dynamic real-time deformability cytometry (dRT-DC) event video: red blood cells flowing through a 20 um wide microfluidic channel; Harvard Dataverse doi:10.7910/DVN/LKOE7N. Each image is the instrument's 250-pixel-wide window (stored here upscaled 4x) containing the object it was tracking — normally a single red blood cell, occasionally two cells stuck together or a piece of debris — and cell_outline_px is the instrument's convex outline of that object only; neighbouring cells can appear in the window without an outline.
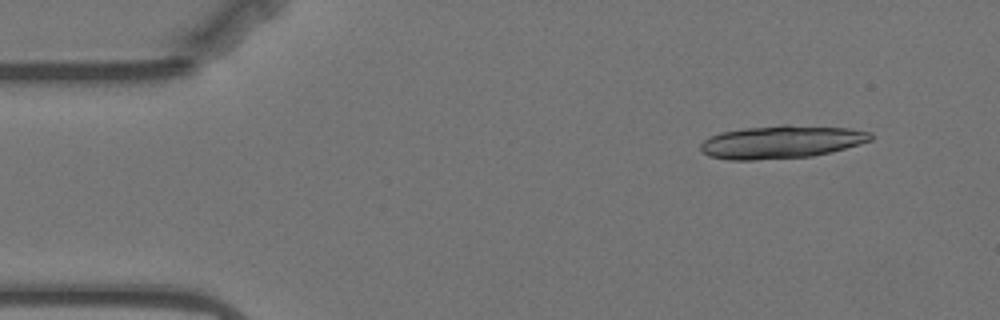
{"species": "Egyptian fruit bat (a non-hibernating species)", "species_latin": "Rousettus aegyptiacus", "temperature_condition": "warm", "stored_images_in_passage": 17, "camera_frame_rate_fps": 3000, "um_per_image_px": 0.085, "animal": {"sex": "female"}, "frame": {"image": 1, "passage_image": 4, "time_ms": 1.0, "image_size_px": [1000, 320], "cell_outline_px": [[872, 140], [860, 144], [812, 156], [756, 160], [728, 160], [708, 156], [700, 148], [700, 144], [704, 140], [720, 132], [744, 128], [780, 124], [788, 124], [848, 128], [872, 132]], "centroid_in_image_um": [66.4, 12.05], "position_along_channel_um": 18.6, "area_um2": 32.77}}